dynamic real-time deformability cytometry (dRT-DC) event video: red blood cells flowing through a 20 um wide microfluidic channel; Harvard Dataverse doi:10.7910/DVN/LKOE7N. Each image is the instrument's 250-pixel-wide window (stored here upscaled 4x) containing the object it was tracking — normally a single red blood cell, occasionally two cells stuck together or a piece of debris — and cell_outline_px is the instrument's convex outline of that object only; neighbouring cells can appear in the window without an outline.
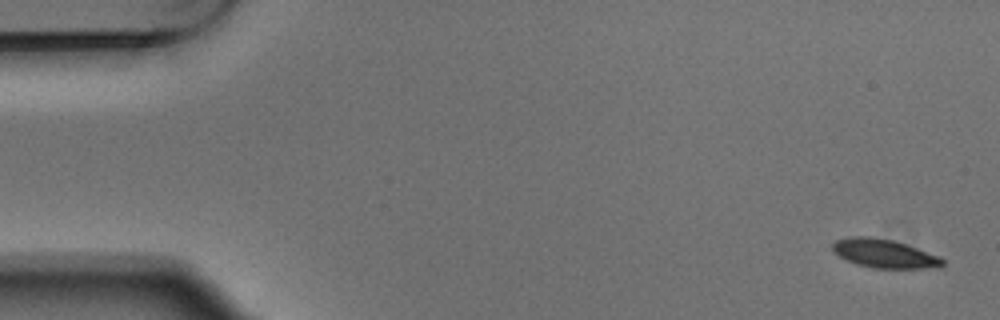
{"species": "Egyptian fruit bat (a non-hibernating species)", "species_latin": "Rousettus aegyptiacus", "temperature_condition": "warm", "stored_images_in_passage": 2, "camera_frame_rate_fps": 3000, "um_per_image_px": 0.085, "animal": {"sex": "male"}, "frame": {"image": 1, "passage_image": 1, "time_ms": 0.0, "image_size_px": [1000, 320], "cell_outline_px": [[944, 264], [940, 268], [872, 268], [856, 264], [840, 256], [832, 248], [832, 244], [836, 240], [852, 236], [872, 236], [892, 240], [940, 256], [944, 260]], "centroid_in_image_um": [75.19, 21.55], "position_along_channel_um": 9.8, "area_um2": 18.26}}
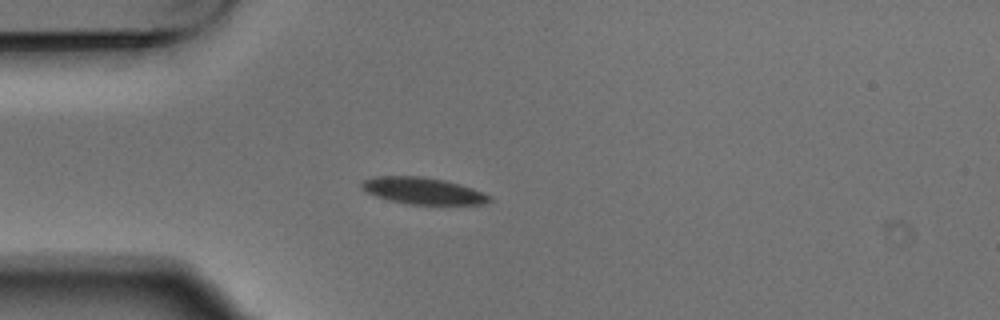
{"frame": {"image": 2, "passage_image": 2, "time_ms": 0.333, "image_size_px": [1000, 320], "cell_outline_px": [[492, 200], [484, 204], [408, 204], [388, 200], [376, 196], [360, 188], [360, 184], [364, 180], [376, 176], [420, 176], [444, 180], [460, 184], [472, 188], [492, 196]], "centroid_in_image_um": [35.95, 16.22], "position_along_channel_um": 49.1, "area_um2": 19.83}}